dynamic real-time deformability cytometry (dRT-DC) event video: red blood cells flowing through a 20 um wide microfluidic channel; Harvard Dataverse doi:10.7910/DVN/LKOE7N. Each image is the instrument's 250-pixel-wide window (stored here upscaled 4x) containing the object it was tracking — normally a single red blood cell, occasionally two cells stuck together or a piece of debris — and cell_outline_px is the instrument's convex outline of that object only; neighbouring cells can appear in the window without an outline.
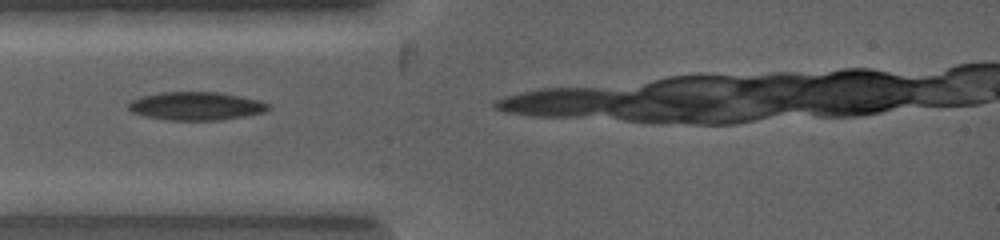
{"species": "common noctule bat (a hibernating species)", "species_latin": "Nyctalus noctula", "temperature_condition": "warm", "stored_images_in_passage": 3, "camera_frame_rate_fps": 5000, "um_per_image_px": 0.085, "animal": {"sex": "female", "body_mass_g": 19.0, "forearm_length_mm": 53.3}, "frame": {"image": 1, "passage_image": 1, "time_ms": 0.0, "image_size_px": [1000, 240], "cell_outline_px": [[272, 108], [260, 112], [220, 120], [168, 120], [144, 116], [132, 112], [128, 108], [128, 104], [132, 100], [144, 96], [160, 92], [216, 92], [256, 100], [268, 104]], "centroid_in_image_um": [16.59, 9.02], "position_along_channel_um": 68.4, "area_um2": 22.48}}